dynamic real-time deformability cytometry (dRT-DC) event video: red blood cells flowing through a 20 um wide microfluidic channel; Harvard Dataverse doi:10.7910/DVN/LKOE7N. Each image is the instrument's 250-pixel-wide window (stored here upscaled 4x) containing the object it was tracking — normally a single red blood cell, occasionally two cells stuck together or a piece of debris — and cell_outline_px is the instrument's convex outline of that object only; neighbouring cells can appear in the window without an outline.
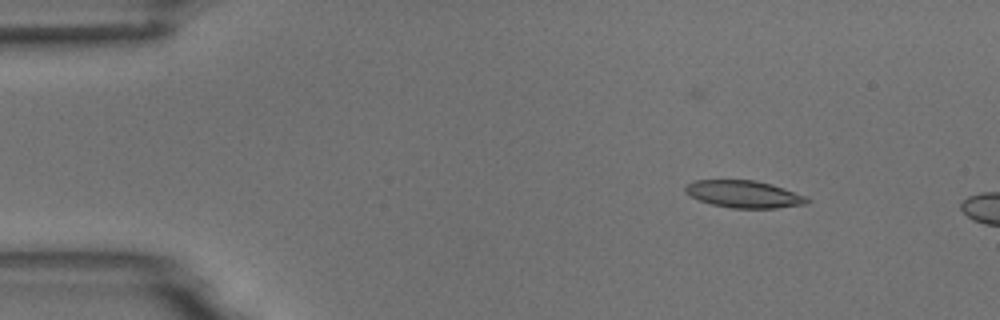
{"species": "common noctule bat (a hibernating species)", "species_latin": "Nyctalus noctula", "temperature_condition": "room temperature", "stored_images_in_passage": 6, "camera_frame_rate_fps": 3000, "um_per_image_px": 0.085, "animal": {"sex": "male", "body_mass_g": 18.8}, "frame": {"image": 1, "passage_image": 4, "time_ms": 3.333, "image_size_px": [1000, 320], "cell_outline_px": [[812, 200], [808, 204], [776, 208], [732, 208], [712, 204], [700, 200], [684, 192], [684, 188], [692, 180], [756, 180], [772, 184], [784, 188], [804, 196]], "centroid_in_image_um": [63.25, 16.5], "position_along_channel_um": 21.7, "area_um2": 19.31}}